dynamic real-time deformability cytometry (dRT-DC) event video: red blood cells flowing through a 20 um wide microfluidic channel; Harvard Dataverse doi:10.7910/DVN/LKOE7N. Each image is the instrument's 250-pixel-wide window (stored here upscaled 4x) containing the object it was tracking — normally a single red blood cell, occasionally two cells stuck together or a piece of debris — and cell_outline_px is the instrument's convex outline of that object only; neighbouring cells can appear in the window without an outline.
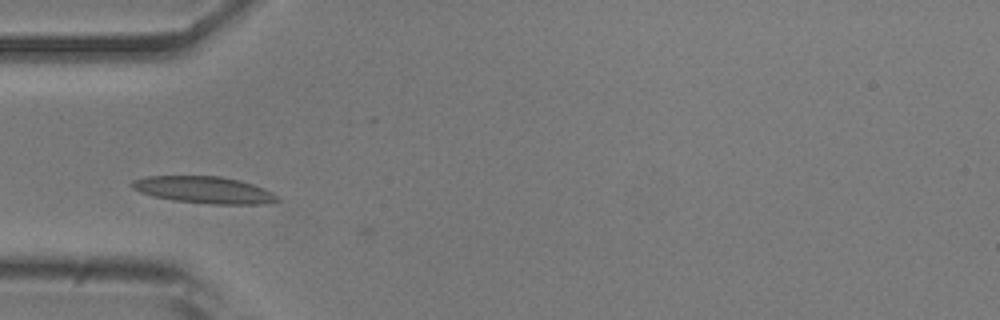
{"species": "common noctule bat (a hibernating species)", "species_latin": "Nyctalus noctula", "temperature_condition": "room temperature", "stored_images_in_passage": 37, "camera_frame_rate_fps": 3000, "um_per_image_px": 0.085, "animal": {"sex": "male", "body_mass_g": 20.5, "forearm_length_mm": 52.5}, "frame": {"image": 1, "passage_image": 1, "time_ms": 0.0, "image_size_px": [1000, 320], "cell_outline_px": [[280, 200], [272, 204], [208, 204], [176, 200], [152, 196], [140, 192], [132, 188], [132, 180], [148, 176], [220, 176], [240, 180], [264, 188], [280, 196]], "centroid_in_image_um": [17.41, 16.15], "position_along_channel_um": 67.6, "area_um2": 22.89}}
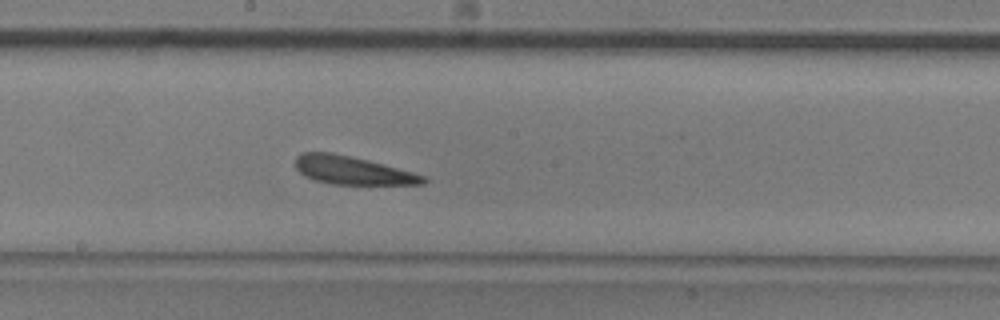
{"frame": {"image": 2, "passage_image": 13, "time_ms": 4.0, "image_size_px": [1000, 320], "cell_outline_px": [[428, 180], [424, 184], [332, 184], [316, 180], [304, 176], [296, 168], [296, 156], [304, 152], [332, 152], [368, 160], [428, 176]], "centroid_in_image_um": [29.98, 14.48], "position_along_channel_um": 218.2, "area_um2": 20.92}}
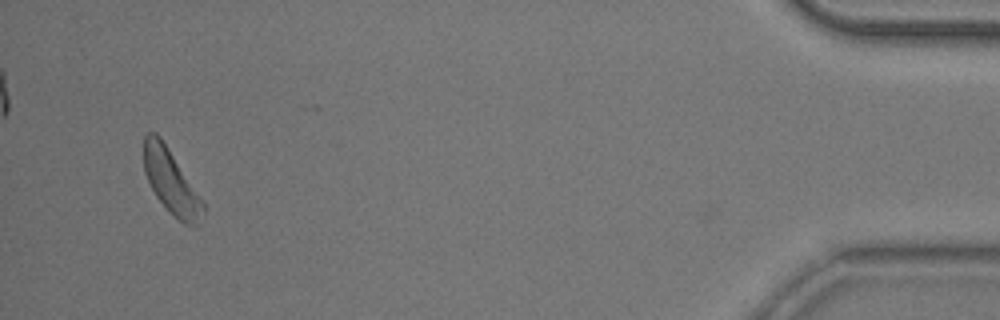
{"frame": {"image": 3, "passage_image": 35, "time_ms": 11.333, "image_size_px": [1000, 320], "cell_outline_px": [[208, 208], [200, 224], [184, 224], [156, 196], [144, 172], [144, 136], [148, 132], [156, 132], [160, 136]], "centroid_in_image_um": [14.57, 15.44], "position_along_channel_um": 420.6, "area_um2": 21.79}, "authors_computed_cell_mechanics": {"area_um2": 21.8484, "velocity_mm_per_s": 3.7863, "shape_relaxation_time_tau1_ms": 3.812, "shape_relaxation_time_tau2_ms": 3.1753, "deformation_change_tau1": 0.0929, "deformation_change_tau2": 0.1351}}